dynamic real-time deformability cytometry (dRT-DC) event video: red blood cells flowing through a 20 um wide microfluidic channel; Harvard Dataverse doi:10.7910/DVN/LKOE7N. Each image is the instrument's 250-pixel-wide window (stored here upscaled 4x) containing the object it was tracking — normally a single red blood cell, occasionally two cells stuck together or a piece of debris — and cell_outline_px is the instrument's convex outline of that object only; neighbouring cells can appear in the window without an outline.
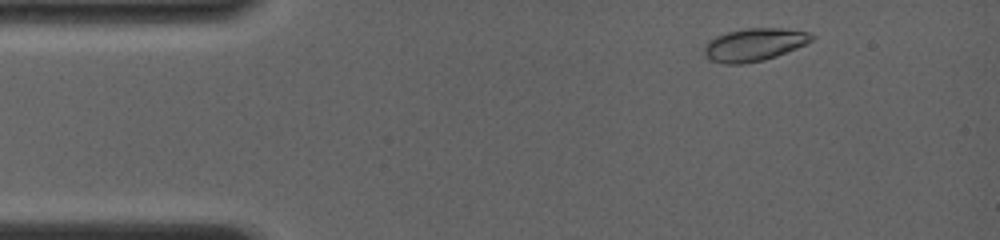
{"species": "common noctule bat (a hibernating species)", "species_latin": "Nyctalus noctula", "temperature_condition": "room temperature", "stored_images_in_passage": 51, "camera_frame_rate_fps": 4000, "um_per_image_px": 0.085, "animal": {"sex": "female", "body_mass_g": 19.0, "forearm_length_mm": 56.7}, "frame": {"image": 1, "passage_image": 5, "time_ms": 0.75, "image_size_px": [1000, 240], "cell_outline_px": [[816, 36], [808, 44], [776, 56], [764, 60], [740, 64], [724, 64], [708, 60], [704, 52], [704, 44], [708, 40], [716, 36], [728, 32], [748, 28], [784, 28], [808, 32]], "centroid_in_image_um": [64.11, 3.8], "position_along_channel_um": 20.9, "area_um2": 20.69}}
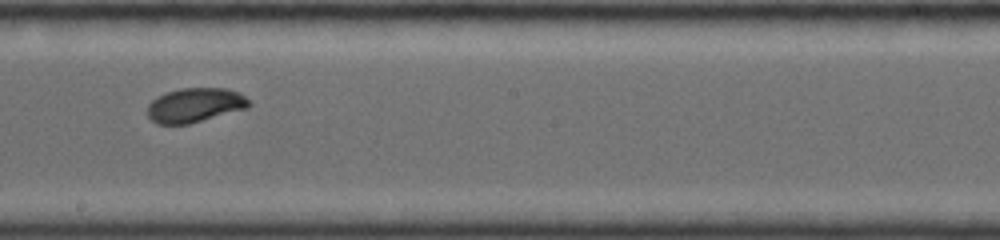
{"frame": {"image": 2, "passage_image": 36, "time_ms": 7.75, "image_size_px": [1000, 240], "cell_outline_px": [[252, 104], [248, 108], [188, 124], [156, 124], [148, 116], [148, 104], [152, 100], [168, 92], [180, 88], [228, 88], [240, 92]], "centroid_in_image_um": [16.6, 8.93], "position_along_channel_um": 231.6, "area_um2": 20.29}}
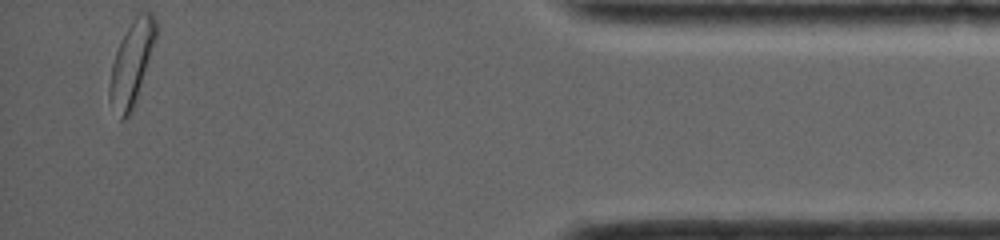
{"frame": {"image": 3, "passage_image": 51, "time_ms": 13.75, "image_size_px": [1000, 240], "cell_outline_px": [[160, 28], [136, 100], [128, 116], [124, 120], [120, 120], [108, 96], [108, 84], [112, 64], [120, 40], [136, 12], [152, 12]], "centroid_in_image_um": [11.21, 5.29], "position_along_channel_um": 424.0, "area_um2": 22.89}, "authors_computed_cell_mechanics": {"area_um2": 20.4612, "velocity_mm_per_s": 4.0192, "shape_relaxation_time_tau1_ms": 2.3712, "shape_relaxation_time_tau2_ms": null, "deformation_change_tau1": 0.125, "deformation_change_tau2": null}}